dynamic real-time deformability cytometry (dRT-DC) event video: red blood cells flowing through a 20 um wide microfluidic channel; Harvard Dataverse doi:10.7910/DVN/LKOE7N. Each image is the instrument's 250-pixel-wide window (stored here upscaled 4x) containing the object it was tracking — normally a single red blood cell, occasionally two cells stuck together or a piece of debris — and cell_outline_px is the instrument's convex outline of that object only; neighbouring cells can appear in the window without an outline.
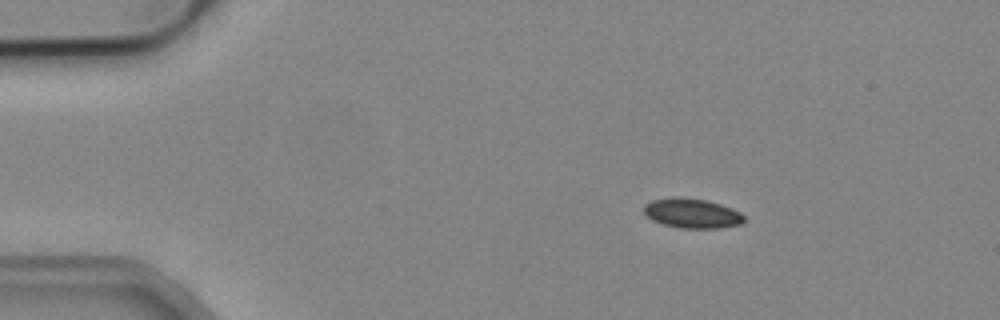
{"species": "common noctule bat (a hibernating species)", "species_latin": "Nyctalus noctula", "temperature_condition": "cold", "stored_images_in_passage": 4, "camera_frame_rate_fps": 3000, "um_per_image_px": 0.085, "animal": {"sex": "male", "body_mass_g": 19.2, "forearm_length_mm": 51.8}, "frame": {"image": 1, "passage_image": 2, "time_ms": 0.333, "image_size_px": [1000, 320], "cell_outline_px": [[744, 224], [720, 228], [680, 228], [664, 224], [652, 220], [644, 212], [644, 204], [652, 200], [672, 196], [676, 196], [704, 200], [720, 204], [732, 208], [740, 212], [744, 216]], "centroid_in_image_um": [58.83, 18.13], "position_along_channel_um": 26.2, "area_um2": 17.4}}